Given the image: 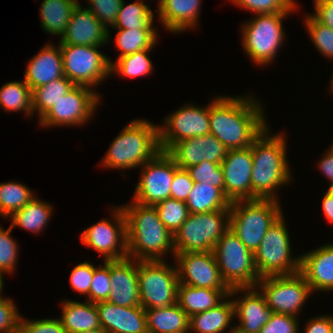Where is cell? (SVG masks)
<instances>
[{"instance_id": "1", "label": "cell", "mask_w": 333, "mask_h": 333, "mask_svg": "<svg viewBox=\"0 0 333 333\" xmlns=\"http://www.w3.org/2000/svg\"><path fill=\"white\" fill-rule=\"evenodd\" d=\"M261 102L249 96H218L210 103V134L228 150L242 149L267 127Z\"/></svg>"}, {"instance_id": "2", "label": "cell", "mask_w": 333, "mask_h": 333, "mask_svg": "<svg viewBox=\"0 0 333 333\" xmlns=\"http://www.w3.org/2000/svg\"><path fill=\"white\" fill-rule=\"evenodd\" d=\"M126 218L127 255L135 260H164L175 255L173 233L161 222L155 206L132 201L120 205Z\"/></svg>"}, {"instance_id": "3", "label": "cell", "mask_w": 333, "mask_h": 333, "mask_svg": "<svg viewBox=\"0 0 333 333\" xmlns=\"http://www.w3.org/2000/svg\"><path fill=\"white\" fill-rule=\"evenodd\" d=\"M267 126L252 143L251 200L274 199L279 201L275 191L292 180L287 163L286 138L284 134L269 133Z\"/></svg>"}, {"instance_id": "4", "label": "cell", "mask_w": 333, "mask_h": 333, "mask_svg": "<svg viewBox=\"0 0 333 333\" xmlns=\"http://www.w3.org/2000/svg\"><path fill=\"white\" fill-rule=\"evenodd\" d=\"M160 150L158 125L146 119H135L112 141L101 165L118 170L135 169L148 162Z\"/></svg>"}, {"instance_id": "5", "label": "cell", "mask_w": 333, "mask_h": 333, "mask_svg": "<svg viewBox=\"0 0 333 333\" xmlns=\"http://www.w3.org/2000/svg\"><path fill=\"white\" fill-rule=\"evenodd\" d=\"M282 214L279 201L274 199L233 201L230 204V229L254 253L267 230Z\"/></svg>"}, {"instance_id": "6", "label": "cell", "mask_w": 333, "mask_h": 333, "mask_svg": "<svg viewBox=\"0 0 333 333\" xmlns=\"http://www.w3.org/2000/svg\"><path fill=\"white\" fill-rule=\"evenodd\" d=\"M230 228V210L189 213L173 233L175 254L213 251L216 243Z\"/></svg>"}, {"instance_id": "7", "label": "cell", "mask_w": 333, "mask_h": 333, "mask_svg": "<svg viewBox=\"0 0 333 333\" xmlns=\"http://www.w3.org/2000/svg\"><path fill=\"white\" fill-rule=\"evenodd\" d=\"M290 13L256 14L242 25V46L251 61L260 66L270 65L285 40L282 20Z\"/></svg>"}, {"instance_id": "8", "label": "cell", "mask_w": 333, "mask_h": 333, "mask_svg": "<svg viewBox=\"0 0 333 333\" xmlns=\"http://www.w3.org/2000/svg\"><path fill=\"white\" fill-rule=\"evenodd\" d=\"M221 277L232 288L256 287L260 277L251 252L229 228L213 250Z\"/></svg>"}, {"instance_id": "9", "label": "cell", "mask_w": 333, "mask_h": 333, "mask_svg": "<svg viewBox=\"0 0 333 333\" xmlns=\"http://www.w3.org/2000/svg\"><path fill=\"white\" fill-rule=\"evenodd\" d=\"M283 214L267 230L254 252V262L260 278L291 275L300 271L301 257H291V240Z\"/></svg>"}, {"instance_id": "10", "label": "cell", "mask_w": 333, "mask_h": 333, "mask_svg": "<svg viewBox=\"0 0 333 333\" xmlns=\"http://www.w3.org/2000/svg\"><path fill=\"white\" fill-rule=\"evenodd\" d=\"M179 279L176 265L165 260H138V286L143 309L177 303Z\"/></svg>"}, {"instance_id": "11", "label": "cell", "mask_w": 333, "mask_h": 333, "mask_svg": "<svg viewBox=\"0 0 333 333\" xmlns=\"http://www.w3.org/2000/svg\"><path fill=\"white\" fill-rule=\"evenodd\" d=\"M100 47L60 45L64 76L75 85L92 89L111 76V59L99 51Z\"/></svg>"}, {"instance_id": "12", "label": "cell", "mask_w": 333, "mask_h": 333, "mask_svg": "<svg viewBox=\"0 0 333 333\" xmlns=\"http://www.w3.org/2000/svg\"><path fill=\"white\" fill-rule=\"evenodd\" d=\"M273 313L297 317L312 290L300 272L291 275L266 276L256 286Z\"/></svg>"}, {"instance_id": "13", "label": "cell", "mask_w": 333, "mask_h": 333, "mask_svg": "<svg viewBox=\"0 0 333 333\" xmlns=\"http://www.w3.org/2000/svg\"><path fill=\"white\" fill-rule=\"evenodd\" d=\"M96 92L90 87L76 85L39 119V124L45 127L85 124L99 105L101 95Z\"/></svg>"}, {"instance_id": "14", "label": "cell", "mask_w": 333, "mask_h": 333, "mask_svg": "<svg viewBox=\"0 0 333 333\" xmlns=\"http://www.w3.org/2000/svg\"><path fill=\"white\" fill-rule=\"evenodd\" d=\"M111 215V222L103 218L80 234L83 245L100 253L104 261L128 257L126 218L121 206L112 209Z\"/></svg>"}, {"instance_id": "15", "label": "cell", "mask_w": 333, "mask_h": 333, "mask_svg": "<svg viewBox=\"0 0 333 333\" xmlns=\"http://www.w3.org/2000/svg\"><path fill=\"white\" fill-rule=\"evenodd\" d=\"M140 168L142 174L135 188L134 202L154 206L171 198L175 162L166 151L160 150Z\"/></svg>"}, {"instance_id": "16", "label": "cell", "mask_w": 333, "mask_h": 333, "mask_svg": "<svg viewBox=\"0 0 333 333\" xmlns=\"http://www.w3.org/2000/svg\"><path fill=\"white\" fill-rule=\"evenodd\" d=\"M163 124L158 126L159 146L167 151L174 143L210 133V104H186L168 115Z\"/></svg>"}, {"instance_id": "17", "label": "cell", "mask_w": 333, "mask_h": 333, "mask_svg": "<svg viewBox=\"0 0 333 333\" xmlns=\"http://www.w3.org/2000/svg\"><path fill=\"white\" fill-rule=\"evenodd\" d=\"M179 283L209 289H230L223 281L213 251L175 254Z\"/></svg>"}, {"instance_id": "18", "label": "cell", "mask_w": 333, "mask_h": 333, "mask_svg": "<svg viewBox=\"0 0 333 333\" xmlns=\"http://www.w3.org/2000/svg\"><path fill=\"white\" fill-rule=\"evenodd\" d=\"M252 145L228 150L221 162L224 176V194L230 202L251 200Z\"/></svg>"}, {"instance_id": "19", "label": "cell", "mask_w": 333, "mask_h": 333, "mask_svg": "<svg viewBox=\"0 0 333 333\" xmlns=\"http://www.w3.org/2000/svg\"><path fill=\"white\" fill-rule=\"evenodd\" d=\"M166 152L179 168L186 169L202 161L221 164L228 149L209 133L174 143Z\"/></svg>"}, {"instance_id": "20", "label": "cell", "mask_w": 333, "mask_h": 333, "mask_svg": "<svg viewBox=\"0 0 333 333\" xmlns=\"http://www.w3.org/2000/svg\"><path fill=\"white\" fill-rule=\"evenodd\" d=\"M239 292H244L240 300L234 298ZM229 295L234 298L235 318L240 323L235 329L239 333H260L273 313L260 290L257 287L232 288Z\"/></svg>"}, {"instance_id": "21", "label": "cell", "mask_w": 333, "mask_h": 333, "mask_svg": "<svg viewBox=\"0 0 333 333\" xmlns=\"http://www.w3.org/2000/svg\"><path fill=\"white\" fill-rule=\"evenodd\" d=\"M109 30L86 7L74 8L60 45L102 46L111 39Z\"/></svg>"}, {"instance_id": "22", "label": "cell", "mask_w": 333, "mask_h": 333, "mask_svg": "<svg viewBox=\"0 0 333 333\" xmlns=\"http://www.w3.org/2000/svg\"><path fill=\"white\" fill-rule=\"evenodd\" d=\"M111 291L107 301L122 307L141 306L138 260L126 257L110 260Z\"/></svg>"}, {"instance_id": "23", "label": "cell", "mask_w": 333, "mask_h": 333, "mask_svg": "<svg viewBox=\"0 0 333 333\" xmlns=\"http://www.w3.org/2000/svg\"><path fill=\"white\" fill-rule=\"evenodd\" d=\"M101 327L107 333H148L145 309L122 307L109 301L96 303Z\"/></svg>"}, {"instance_id": "24", "label": "cell", "mask_w": 333, "mask_h": 333, "mask_svg": "<svg viewBox=\"0 0 333 333\" xmlns=\"http://www.w3.org/2000/svg\"><path fill=\"white\" fill-rule=\"evenodd\" d=\"M300 273L314 291L333 290V243L300 255Z\"/></svg>"}, {"instance_id": "25", "label": "cell", "mask_w": 333, "mask_h": 333, "mask_svg": "<svg viewBox=\"0 0 333 333\" xmlns=\"http://www.w3.org/2000/svg\"><path fill=\"white\" fill-rule=\"evenodd\" d=\"M61 77L64 70L60 44L47 43L27 64L24 81L33 90Z\"/></svg>"}, {"instance_id": "26", "label": "cell", "mask_w": 333, "mask_h": 333, "mask_svg": "<svg viewBox=\"0 0 333 333\" xmlns=\"http://www.w3.org/2000/svg\"><path fill=\"white\" fill-rule=\"evenodd\" d=\"M201 0H162L159 21L168 31L182 33L197 26Z\"/></svg>"}, {"instance_id": "27", "label": "cell", "mask_w": 333, "mask_h": 333, "mask_svg": "<svg viewBox=\"0 0 333 333\" xmlns=\"http://www.w3.org/2000/svg\"><path fill=\"white\" fill-rule=\"evenodd\" d=\"M231 289H209L179 283L177 304L190 316L218 306L229 296Z\"/></svg>"}, {"instance_id": "28", "label": "cell", "mask_w": 333, "mask_h": 333, "mask_svg": "<svg viewBox=\"0 0 333 333\" xmlns=\"http://www.w3.org/2000/svg\"><path fill=\"white\" fill-rule=\"evenodd\" d=\"M85 301L84 303L68 299L62 301V316L59 319L67 333L102 328L96 303Z\"/></svg>"}, {"instance_id": "29", "label": "cell", "mask_w": 333, "mask_h": 333, "mask_svg": "<svg viewBox=\"0 0 333 333\" xmlns=\"http://www.w3.org/2000/svg\"><path fill=\"white\" fill-rule=\"evenodd\" d=\"M148 333H188L190 317L176 303L145 309Z\"/></svg>"}, {"instance_id": "30", "label": "cell", "mask_w": 333, "mask_h": 333, "mask_svg": "<svg viewBox=\"0 0 333 333\" xmlns=\"http://www.w3.org/2000/svg\"><path fill=\"white\" fill-rule=\"evenodd\" d=\"M229 299V300H228ZM235 317L233 299L229 295L218 306L190 316L189 331L195 333H224ZM230 325V326H229Z\"/></svg>"}, {"instance_id": "31", "label": "cell", "mask_w": 333, "mask_h": 333, "mask_svg": "<svg viewBox=\"0 0 333 333\" xmlns=\"http://www.w3.org/2000/svg\"><path fill=\"white\" fill-rule=\"evenodd\" d=\"M78 3V0H43L39 13L44 32L61 37Z\"/></svg>"}, {"instance_id": "32", "label": "cell", "mask_w": 333, "mask_h": 333, "mask_svg": "<svg viewBox=\"0 0 333 333\" xmlns=\"http://www.w3.org/2000/svg\"><path fill=\"white\" fill-rule=\"evenodd\" d=\"M230 200L217 187L195 182L188 195L186 205L189 213H205L216 210H230Z\"/></svg>"}, {"instance_id": "33", "label": "cell", "mask_w": 333, "mask_h": 333, "mask_svg": "<svg viewBox=\"0 0 333 333\" xmlns=\"http://www.w3.org/2000/svg\"><path fill=\"white\" fill-rule=\"evenodd\" d=\"M52 212L53 207L50 204L34 197L10 217L11 226L12 228L17 226L33 233H40L50 221Z\"/></svg>"}, {"instance_id": "34", "label": "cell", "mask_w": 333, "mask_h": 333, "mask_svg": "<svg viewBox=\"0 0 333 333\" xmlns=\"http://www.w3.org/2000/svg\"><path fill=\"white\" fill-rule=\"evenodd\" d=\"M76 85L68 78L61 77L32 90V108L38 117L46 114L64 95Z\"/></svg>"}, {"instance_id": "35", "label": "cell", "mask_w": 333, "mask_h": 333, "mask_svg": "<svg viewBox=\"0 0 333 333\" xmlns=\"http://www.w3.org/2000/svg\"><path fill=\"white\" fill-rule=\"evenodd\" d=\"M154 13L143 1L136 0L125 5L123 0L113 29H156Z\"/></svg>"}, {"instance_id": "36", "label": "cell", "mask_w": 333, "mask_h": 333, "mask_svg": "<svg viewBox=\"0 0 333 333\" xmlns=\"http://www.w3.org/2000/svg\"><path fill=\"white\" fill-rule=\"evenodd\" d=\"M6 112L24 111L33 116L32 90L25 81H11L0 88V109Z\"/></svg>"}, {"instance_id": "37", "label": "cell", "mask_w": 333, "mask_h": 333, "mask_svg": "<svg viewBox=\"0 0 333 333\" xmlns=\"http://www.w3.org/2000/svg\"><path fill=\"white\" fill-rule=\"evenodd\" d=\"M116 46L120 55L118 58L144 49H152L156 45V29H114Z\"/></svg>"}, {"instance_id": "38", "label": "cell", "mask_w": 333, "mask_h": 333, "mask_svg": "<svg viewBox=\"0 0 333 333\" xmlns=\"http://www.w3.org/2000/svg\"><path fill=\"white\" fill-rule=\"evenodd\" d=\"M34 197L35 194L25 184L16 181L0 183V216L5 219L11 217Z\"/></svg>"}, {"instance_id": "39", "label": "cell", "mask_w": 333, "mask_h": 333, "mask_svg": "<svg viewBox=\"0 0 333 333\" xmlns=\"http://www.w3.org/2000/svg\"><path fill=\"white\" fill-rule=\"evenodd\" d=\"M152 49H144L129 55L122 56L114 63L111 61L110 72L112 75L115 72L123 77H140L149 75L153 70L150 53Z\"/></svg>"}, {"instance_id": "40", "label": "cell", "mask_w": 333, "mask_h": 333, "mask_svg": "<svg viewBox=\"0 0 333 333\" xmlns=\"http://www.w3.org/2000/svg\"><path fill=\"white\" fill-rule=\"evenodd\" d=\"M161 222L172 233L176 232L188 218L186 202L168 198L154 205Z\"/></svg>"}, {"instance_id": "41", "label": "cell", "mask_w": 333, "mask_h": 333, "mask_svg": "<svg viewBox=\"0 0 333 333\" xmlns=\"http://www.w3.org/2000/svg\"><path fill=\"white\" fill-rule=\"evenodd\" d=\"M304 24L317 51L333 60V30L319 23L311 14L305 17Z\"/></svg>"}, {"instance_id": "42", "label": "cell", "mask_w": 333, "mask_h": 333, "mask_svg": "<svg viewBox=\"0 0 333 333\" xmlns=\"http://www.w3.org/2000/svg\"><path fill=\"white\" fill-rule=\"evenodd\" d=\"M255 14L294 13L298 4L294 0H229Z\"/></svg>"}, {"instance_id": "43", "label": "cell", "mask_w": 333, "mask_h": 333, "mask_svg": "<svg viewBox=\"0 0 333 333\" xmlns=\"http://www.w3.org/2000/svg\"><path fill=\"white\" fill-rule=\"evenodd\" d=\"M186 170L194 182L212 185L224 192V176L220 163L202 161Z\"/></svg>"}, {"instance_id": "44", "label": "cell", "mask_w": 333, "mask_h": 333, "mask_svg": "<svg viewBox=\"0 0 333 333\" xmlns=\"http://www.w3.org/2000/svg\"><path fill=\"white\" fill-rule=\"evenodd\" d=\"M12 226L4 229L0 226V271L3 274L15 272L18 259V244L11 236Z\"/></svg>"}, {"instance_id": "45", "label": "cell", "mask_w": 333, "mask_h": 333, "mask_svg": "<svg viewBox=\"0 0 333 333\" xmlns=\"http://www.w3.org/2000/svg\"><path fill=\"white\" fill-rule=\"evenodd\" d=\"M110 291V260H106L104 261V265L102 267L94 266V275L92 278L89 295L87 296L86 300L92 303L107 301Z\"/></svg>"}, {"instance_id": "46", "label": "cell", "mask_w": 333, "mask_h": 333, "mask_svg": "<svg viewBox=\"0 0 333 333\" xmlns=\"http://www.w3.org/2000/svg\"><path fill=\"white\" fill-rule=\"evenodd\" d=\"M88 9L108 29L113 27L123 0H87ZM108 26V27H107Z\"/></svg>"}, {"instance_id": "47", "label": "cell", "mask_w": 333, "mask_h": 333, "mask_svg": "<svg viewBox=\"0 0 333 333\" xmlns=\"http://www.w3.org/2000/svg\"><path fill=\"white\" fill-rule=\"evenodd\" d=\"M21 315L14 300L0 296V333H18Z\"/></svg>"}, {"instance_id": "48", "label": "cell", "mask_w": 333, "mask_h": 333, "mask_svg": "<svg viewBox=\"0 0 333 333\" xmlns=\"http://www.w3.org/2000/svg\"><path fill=\"white\" fill-rule=\"evenodd\" d=\"M18 333H67L59 317L54 319L26 320L21 316Z\"/></svg>"}, {"instance_id": "49", "label": "cell", "mask_w": 333, "mask_h": 333, "mask_svg": "<svg viewBox=\"0 0 333 333\" xmlns=\"http://www.w3.org/2000/svg\"><path fill=\"white\" fill-rule=\"evenodd\" d=\"M94 275V265L88 261L77 264L70 273V284L74 291L89 295Z\"/></svg>"}, {"instance_id": "50", "label": "cell", "mask_w": 333, "mask_h": 333, "mask_svg": "<svg viewBox=\"0 0 333 333\" xmlns=\"http://www.w3.org/2000/svg\"><path fill=\"white\" fill-rule=\"evenodd\" d=\"M298 317L272 313L269 321L261 328L260 333H299Z\"/></svg>"}, {"instance_id": "51", "label": "cell", "mask_w": 333, "mask_h": 333, "mask_svg": "<svg viewBox=\"0 0 333 333\" xmlns=\"http://www.w3.org/2000/svg\"><path fill=\"white\" fill-rule=\"evenodd\" d=\"M194 183L188 171L179 168L175 163V173L171 185V198L186 202L188 195L193 189Z\"/></svg>"}, {"instance_id": "52", "label": "cell", "mask_w": 333, "mask_h": 333, "mask_svg": "<svg viewBox=\"0 0 333 333\" xmlns=\"http://www.w3.org/2000/svg\"><path fill=\"white\" fill-rule=\"evenodd\" d=\"M314 14H311L319 23L333 30V0H313Z\"/></svg>"}, {"instance_id": "53", "label": "cell", "mask_w": 333, "mask_h": 333, "mask_svg": "<svg viewBox=\"0 0 333 333\" xmlns=\"http://www.w3.org/2000/svg\"><path fill=\"white\" fill-rule=\"evenodd\" d=\"M304 328L305 333H333V316L320 315L310 318Z\"/></svg>"}, {"instance_id": "54", "label": "cell", "mask_w": 333, "mask_h": 333, "mask_svg": "<svg viewBox=\"0 0 333 333\" xmlns=\"http://www.w3.org/2000/svg\"><path fill=\"white\" fill-rule=\"evenodd\" d=\"M318 168L331 183L328 189H333V149L331 147L319 161Z\"/></svg>"}, {"instance_id": "55", "label": "cell", "mask_w": 333, "mask_h": 333, "mask_svg": "<svg viewBox=\"0 0 333 333\" xmlns=\"http://www.w3.org/2000/svg\"><path fill=\"white\" fill-rule=\"evenodd\" d=\"M322 198V211L325 218H327L330 223H333V189L326 190Z\"/></svg>"}, {"instance_id": "56", "label": "cell", "mask_w": 333, "mask_h": 333, "mask_svg": "<svg viewBox=\"0 0 333 333\" xmlns=\"http://www.w3.org/2000/svg\"><path fill=\"white\" fill-rule=\"evenodd\" d=\"M80 333H107V332L104 331L102 328H99V329L86 330Z\"/></svg>"}, {"instance_id": "57", "label": "cell", "mask_w": 333, "mask_h": 333, "mask_svg": "<svg viewBox=\"0 0 333 333\" xmlns=\"http://www.w3.org/2000/svg\"><path fill=\"white\" fill-rule=\"evenodd\" d=\"M3 275L4 274L0 271V296H1V293H2V290H3V285H4Z\"/></svg>"}, {"instance_id": "58", "label": "cell", "mask_w": 333, "mask_h": 333, "mask_svg": "<svg viewBox=\"0 0 333 333\" xmlns=\"http://www.w3.org/2000/svg\"><path fill=\"white\" fill-rule=\"evenodd\" d=\"M229 332H230V333H239V332L235 329V325H233V327L231 326Z\"/></svg>"}, {"instance_id": "59", "label": "cell", "mask_w": 333, "mask_h": 333, "mask_svg": "<svg viewBox=\"0 0 333 333\" xmlns=\"http://www.w3.org/2000/svg\"><path fill=\"white\" fill-rule=\"evenodd\" d=\"M331 80H332V81H331V83H330V84H331V86H330V87H331V88H330L331 90H330V91L333 92V76H332Z\"/></svg>"}, {"instance_id": "60", "label": "cell", "mask_w": 333, "mask_h": 333, "mask_svg": "<svg viewBox=\"0 0 333 333\" xmlns=\"http://www.w3.org/2000/svg\"><path fill=\"white\" fill-rule=\"evenodd\" d=\"M140 1H143V2H144V0H140ZM146 1H147V0H146ZM161 2H162V0H159V1H158V3H159L158 7L161 5Z\"/></svg>"}]
</instances>
